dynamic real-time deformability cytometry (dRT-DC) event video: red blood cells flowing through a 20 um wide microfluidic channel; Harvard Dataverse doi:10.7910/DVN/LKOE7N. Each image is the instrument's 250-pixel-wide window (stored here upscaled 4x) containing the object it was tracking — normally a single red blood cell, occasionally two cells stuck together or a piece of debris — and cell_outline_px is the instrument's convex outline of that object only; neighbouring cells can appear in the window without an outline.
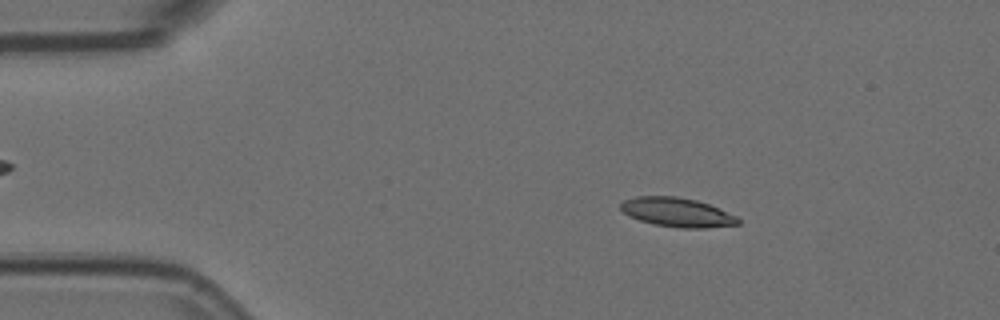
{"species": "Egyptian fruit bat (a non-hibernating species)", "species_latin": "Rousettus aegyptiacus", "temperature_condition": "room temperature", "stored_images_in_passage": 55, "camera_frame_rate_fps": 3000, "um_per_image_px": 0.085, "animal": {"sex": "female"}, "frame": {"image": 1, "passage_image": 9, "time_ms": 2.667, "image_size_px": [1000, 320], "cell_outline_px": [[740, 224], [708, 228], [680, 228], [652, 224], [628, 216], [620, 208], [620, 204], [624, 200], [636, 196], [676, 196], [696, 200], [708, 204], [736, 216], [740, 220]], "centroid_in_image_um": [57.54, 18.05], "position_along_channel_um": 27.5, "area_um2": 19.94}}
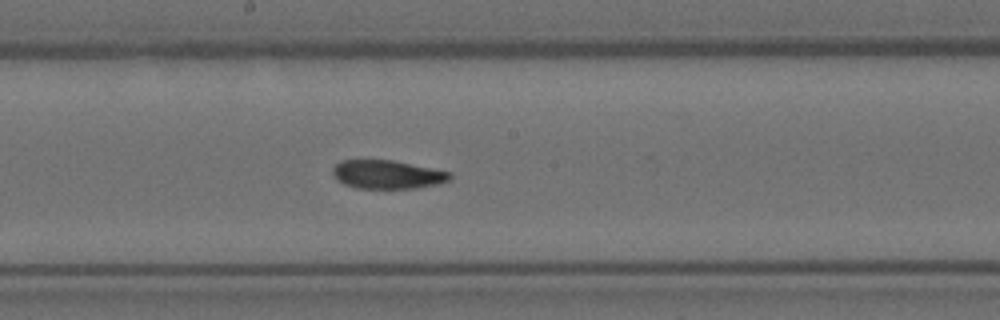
{"frame": {"image": 2, "passage_image": 29, "time_ms": 9.333, "image_size_px": [1000, 320], "cell_outline_px": [[452, 176], [448, 180], [440, 184], [416, 188], [356, 188], [344, 184], [336, 180], [332, 172], [332, 168], [340, 160], [392, 160], [452, 172]], "centroid_in_image_um": [32.91, 14.83], "position_along_channel_um": 215.3, "area_um2": 19.59}}
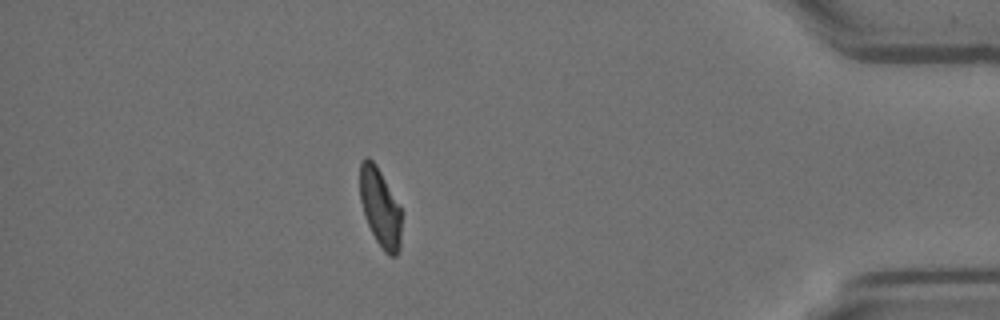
{"frame": {"image": 3, "passage_image": 48, "time_ms": 15.667, "image_size_px": [1000, 320], "cell_outline_px": [[400, 248], [396, 256], [388, 256], [384, 252], [376, 240], [364, 216], [360, 200], [360, 160], [364, 156], [368, 156], [376, 164], [400, 208]], "centroid_in_image_um": [32.28, 17.63], "position_along_channel_um": 402.9, "area_um2": 18.84}, "authors_computed_cell_mechanics": {"area_um2": 19.9988, "velocity_mm_per_s": 3.6893, "shape_relaxation_time_tau1_ms": null, "shape_relaxation_time_tau2_ms": 2.7927, "deformation_change_tau1": null, "deformation_change_tau2": 0.0841}}